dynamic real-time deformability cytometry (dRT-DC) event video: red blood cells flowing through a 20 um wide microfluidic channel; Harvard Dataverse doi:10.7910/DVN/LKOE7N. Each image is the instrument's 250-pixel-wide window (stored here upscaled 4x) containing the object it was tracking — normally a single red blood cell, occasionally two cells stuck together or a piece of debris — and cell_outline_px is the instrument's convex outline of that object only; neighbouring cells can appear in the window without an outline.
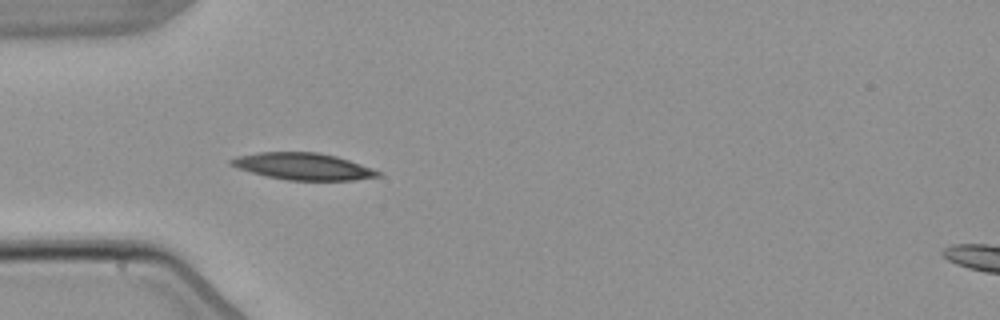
{"species": "common noctule bat (a hibernating species)", "species_latin": "Nyctalus noctula", "temperature_condition": "warm", "stored_images_in_passage": 3, "camera_frame_rate_fps": 3000, "um_per_image_px": 0.085, "animal": {"sex": "male", "body_mass_g": 21.5, "forearm_length_mm": 52.0}, "frame": {"image": 1, "passage_image": 3, "time_ms": 2.667, "image_size_px": [1000, 320], "cell_outline_px": [[380, 176], [352, 180], [288, 180], [264, 176], [228, 164], [228, 160], [236, 156], [260, 152], [316, 152], [336, 156], [372, 168], [380, 172]], "centroid_in_image_um": [25.72, 14.14], "position_along_channel_um": 59.3, "area_um2": 22.77}}